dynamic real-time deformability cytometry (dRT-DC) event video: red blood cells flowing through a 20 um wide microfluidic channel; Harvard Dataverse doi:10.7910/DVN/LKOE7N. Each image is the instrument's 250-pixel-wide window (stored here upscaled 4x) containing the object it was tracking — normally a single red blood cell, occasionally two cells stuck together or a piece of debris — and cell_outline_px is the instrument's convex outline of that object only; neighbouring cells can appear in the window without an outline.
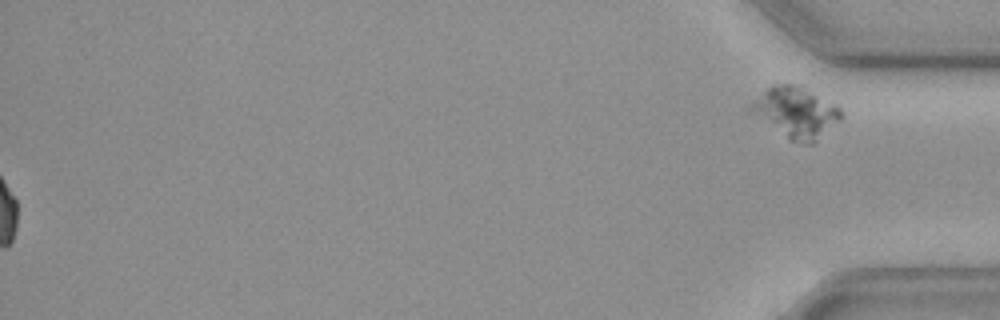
{"species": "common noctule bat (a hibernating species)", "species_latin": "Nyctalus noctula", "temperature_condition": "cold", "stored_images_in_passage": 57, "segment_of_instrument_passage": [2, 2], "camera_frame_rate_fps": 3000, "um_per_image_px": 0.085, "animal": {"sex": "female", "body_mass_g": 19.3, "forearm_length_mm": 54.1}, "frame": {"image": 1, "passage_image": 57, "time_ms": 18.667, "image_size_px": [1000, 320], "cell_outline_px": [[844, 116], [840, 120], [812, 144], [800, 144], [788, 140], [748, 112], [744, 108], [772, 84], [800, 84], [840, 108], [844, 112]], "centroid_in_image_um": [67.6, 9.56], "position_along_channel_um": 367.6, "area_um2": 27.17}}